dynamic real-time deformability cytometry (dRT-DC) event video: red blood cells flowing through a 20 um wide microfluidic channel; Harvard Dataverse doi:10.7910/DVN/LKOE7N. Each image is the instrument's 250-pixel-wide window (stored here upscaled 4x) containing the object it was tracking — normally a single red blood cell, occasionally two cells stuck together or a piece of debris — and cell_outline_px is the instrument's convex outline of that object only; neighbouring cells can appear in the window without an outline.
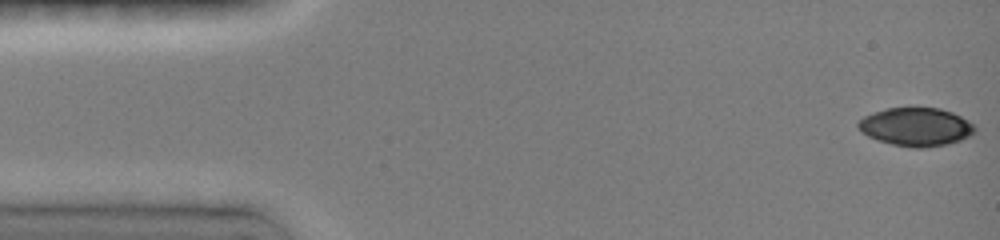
{"species": "common noctule bat (a hibernating species)", "species_latin": "Nyctalus noctula", "temperature_condition": "room temperature", "stored_images_in_passage": 25, "camera_frame_rate_fps": 3000, "um_per_image_px": 0.085, "animal": {"sex": "female", "body_mass_g": 19.0, "forearm_length_mm": 51.5}, "frame": {"image": 1, "passage_image": 1, "time_ms": 0.0, "image_size_px": [1000, 240], "cell_outline_px": [[976, 128], [968, 136], [960, 140], [944, 144], [920, 148], [916, 148], [892, 144], [868, 136], [856, 124], [864, 116], [872, 112], [888, 108], [912, 104], [940, 108], [952, 112], [968, 120]], "centroid_in_image_um": [77.84, 10.72], "position_along_channel_um": 7.2, "area_um2": 26.3}}
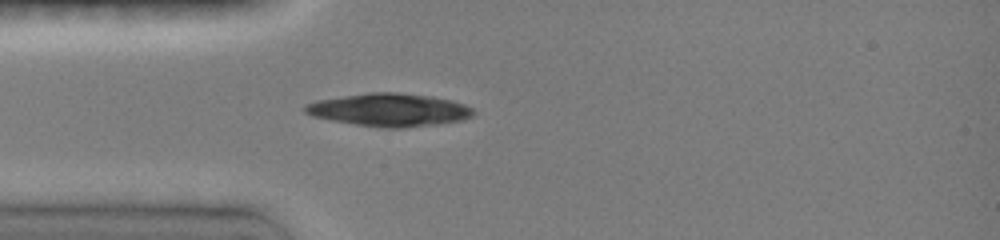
{"frame": {"image": 2, "passage_image": 9, "time_ms": 4.0, "image_size_px": [1000, 240], "cell_outline_px": [[476, 112], [472, 116], [460, 120], [436, 124], [404, 128], [380, 128], [332, 120], [312, 116], [304, 112], [304, 104], [316, 100], [368, 92], [396, 92], [432, 96], [452, 100], [464, 104], [472, 108]], "centroid_in_image_um": [33.08, 9.33], "position_along_channel_um": 51.9, "area_um2": 32.37}}